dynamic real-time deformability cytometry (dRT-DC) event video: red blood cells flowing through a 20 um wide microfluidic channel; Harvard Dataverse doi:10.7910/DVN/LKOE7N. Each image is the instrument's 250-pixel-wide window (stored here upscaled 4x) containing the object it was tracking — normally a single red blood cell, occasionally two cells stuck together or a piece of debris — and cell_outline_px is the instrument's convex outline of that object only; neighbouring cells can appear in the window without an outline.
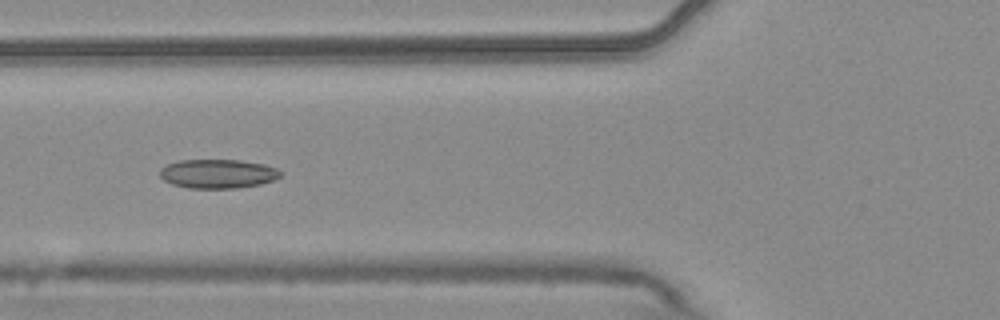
{"species": "common noctule bat (a hibernating species)", "species_latin": "Nyctalus noctula", "temperature_condition": "warm", "stored_images_in_passage": 8, "camera_frame_rate_fps": 3000, "um_per_image_px": 0.085, "animal": {"sex": "male", "body_mass_g": 20.4}, "frame": {"image": 1, "passage_image": 6, "time_ms": 1.667, "image_size_px": [1000, 320], "cell_outline_px": [[280, 176], [272, 180], [260, 184], [236, 188], [188, 188], [172, 184], [164, 180], [160, 176], [160, 168], [168, 164], [180, 160], [236, 160], [264, 164], [276, 168], [280, 172]], "centroid_in_image_um": [18.48, 14.77], "position_along_channel_um": 107.3, "area_um2": 20.23}}
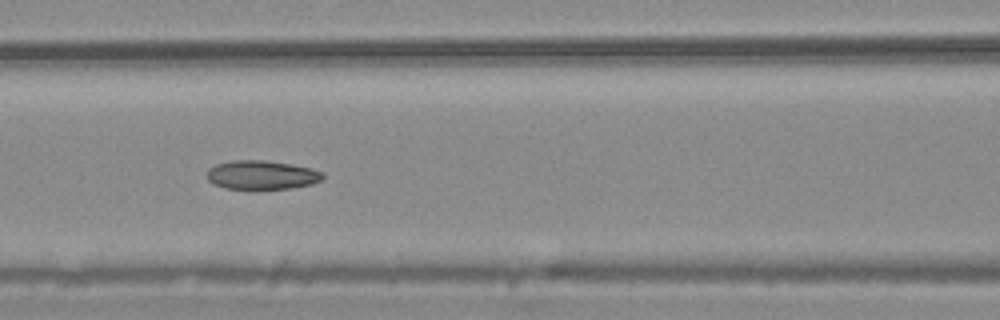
{"frame": {"image": 2, "passage_image": 7, "time_ms": 2.0, "image_size_px": [1000, 320], "cell_outline_px": [[324, 176], [320, 180], [312, 184], [292, 188], [260, 192], [256, 192], [224, 188], [212, 184], [208, 180], [208, 168], [216, 164], [232, 160], [264, 160], [292, 164], [312, 168], [324, 172]], "centroid_in_image_um": [22.24, 14.92], "position_along_channel_um": 144.4, "area_um2": 20.52}}
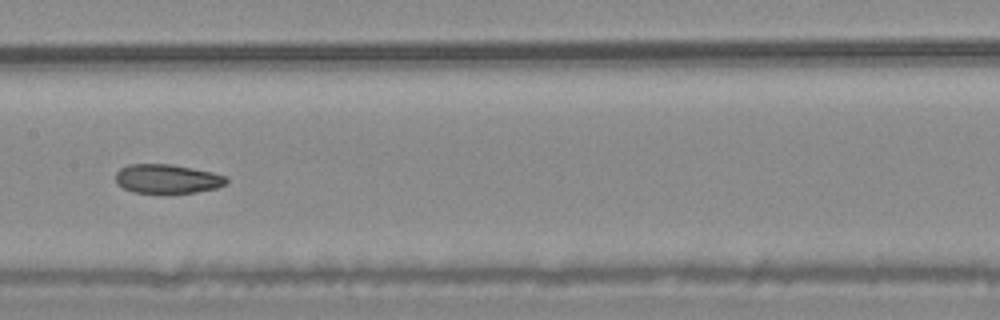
{"frame": {"image": 3, "passage_image": 8, "time_ms": 2.333, "image_size_px": [1000, 320], "cell_outline_px": [[228, 180], [224, 184], [216, 188], [196, 192], [168, 196], [164, 196], [132, 192], [116, 184], [116, 172], [120, 168], [128, 164], [172, 164], [212, 172], [228, 176]], "centroid_in_image_um": [14.19, 15.25], "position_along_channel_um": 193.2, "area_um2": 19.65}}